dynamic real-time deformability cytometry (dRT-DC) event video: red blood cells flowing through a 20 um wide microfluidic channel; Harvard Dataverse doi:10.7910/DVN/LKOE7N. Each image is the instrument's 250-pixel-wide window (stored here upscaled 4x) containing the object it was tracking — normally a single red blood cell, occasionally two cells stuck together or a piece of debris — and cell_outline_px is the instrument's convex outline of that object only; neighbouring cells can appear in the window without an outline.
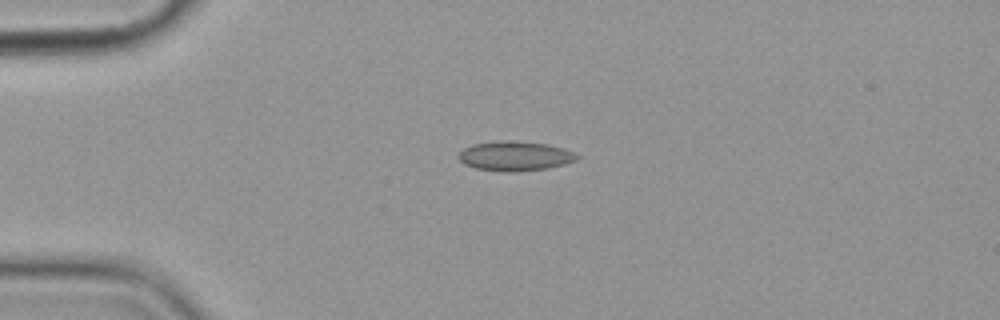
{"species": "common noctule bat (a hibernating species)", "species_latin": "Nyctalus noctula", "temperature_condition": "cold", "stored_images_in_passage": 3, "camera_frame_rate_fps": 3000, "um_per_image_px": 0.085, "animal": {"sex": "female", "body_mass_g": 19.9}, "frame": {"image": 1, "passage_image": 2, "time_ms": 1.333, "image_size_px": [1000, 320], "cell_outline_px": [[580, 156], [576, 160], [564, 164], [548, 168], [512, 172], [504, 172], [476, 168], [464, 164], [456, 156], [464, 148], [472, 144], [504, 140], [512, 140], [548, 144], [564, 148]], "centroid_in_image_um": [43.76, 13.26], "position_along_channel_um": 41.2, "area_um2": 20.46}}